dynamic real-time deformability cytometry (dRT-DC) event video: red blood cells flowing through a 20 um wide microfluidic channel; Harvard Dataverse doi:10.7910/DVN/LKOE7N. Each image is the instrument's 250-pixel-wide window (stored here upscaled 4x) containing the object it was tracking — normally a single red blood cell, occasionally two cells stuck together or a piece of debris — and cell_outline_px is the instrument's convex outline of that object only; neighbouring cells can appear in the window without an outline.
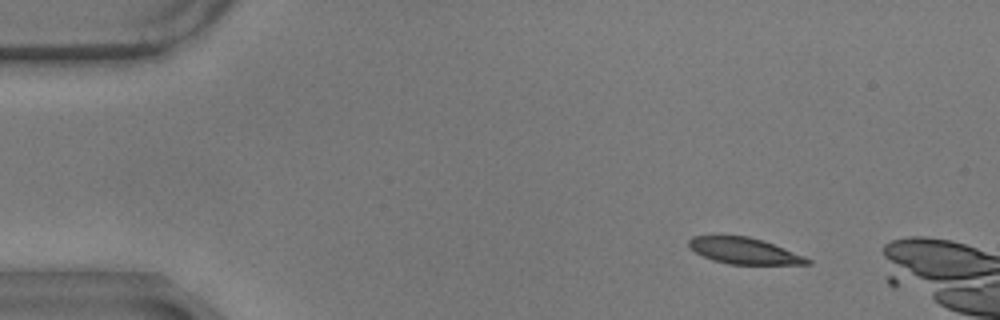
{"species": "common noctule bat (a hibernating species)", "species_latin": "Nyctalus noctula", "temperature_condition": "warm", "stored_images_in_passage": 7, "camera_frame_rate_fps": 3000, "um_per_image_px": 0.085, "animal": {"sex": "male", "body_mass_g": 17.9}, "frame": {"image": 1, "passage_image": 1, "time_ms": 0.0, "image_size_px": [1000, 320], "cell_outline_px": [[812, 264], [732, 264], [712, 260], [696, 252], [688, 244], [688, 240], [692, 236], [748, 236], [772, 244], [804, 256], [812, 260]], "centroid_in_image_um": [63.25, 21.33], "position_along_channel_um": 21.7, "area_um2": 17.69}}